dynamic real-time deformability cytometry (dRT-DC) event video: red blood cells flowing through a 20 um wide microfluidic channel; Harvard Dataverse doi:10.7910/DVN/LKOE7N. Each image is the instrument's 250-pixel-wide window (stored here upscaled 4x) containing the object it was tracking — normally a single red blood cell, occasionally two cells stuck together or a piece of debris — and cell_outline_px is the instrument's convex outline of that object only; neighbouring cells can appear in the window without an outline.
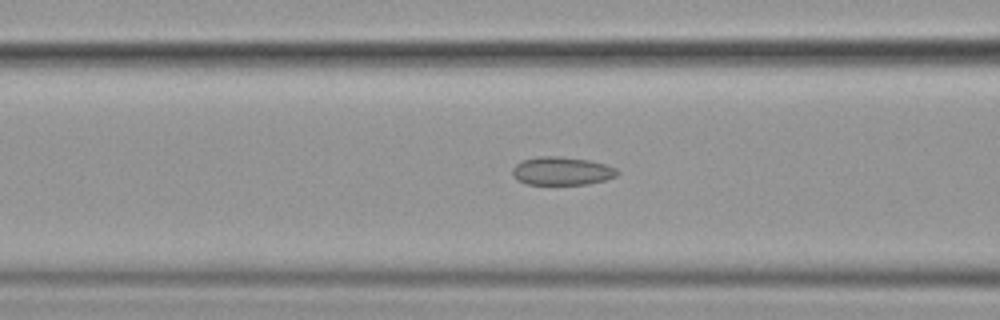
{"species": "common noctule bat (a hibernating species)", "species_latin": "Nyctalus noctula", "temperature_condition": "cold", "stored_images_in_passage": 56, "camera_frame_rate_fps": 3000, "um_per_image_px": 0.085, "animal": {"sex": "female", "body_mass_g": 19.9}, "frame": {"image": 1, "passage_image": 23, "time_ms": 7.333, "image_size_px": [1000, 320], "cell_outline_px": [[620, 172], [616, 176], [604, 180], [588, 184], [528, 184], [516, 180], [512, 172], [512, 168], [516, 164], [524, 160], [540, 156], [560, 156], [588, 160], [604, 164], [616, 168]], "centroid_in_image_um": [47.75, 14.53], "position_along_channel_um": 118.8, "area_um2": 17.17}}
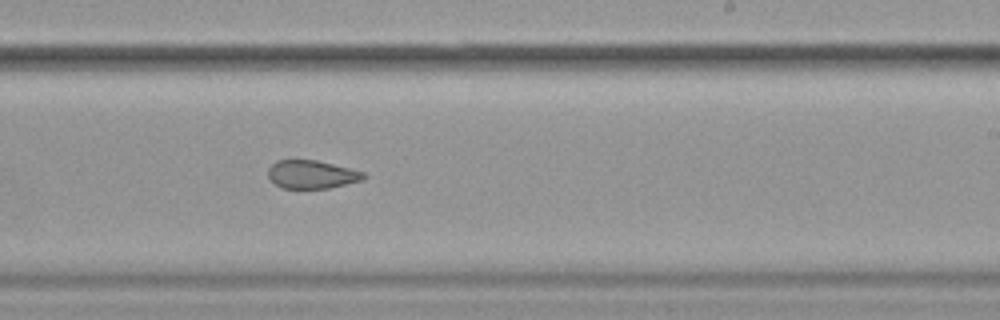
{"frame": {"image": 2, "passage_image": 35, "time_ms": 11.333, "image_size_px": [1000, 320], "cell_outline_px": [[368, 176], [364, 180], [328, 188], [280, 188], [268, 176], [268, 168], [276, 160], [316, 160], [364, 172]], "centroid_in_image_um": [26.51, 14.83], "position_along_channel_um": 262.5, "area_um2": 15.66}}
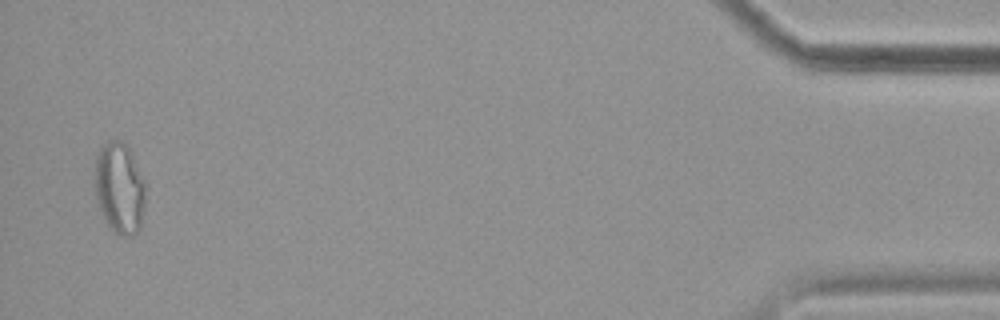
{"frame": {"image": 3, "passage_image": 55, "time_ms": 18.0, "image_size_px": [1000, 320], "cell_outline_px": [[144, 208], [140, 228], [132, 236], [120, 236], [112, 232], [104, 220], [96, 200], [96, 156], [100, 148], [108, 140], [124, 140], [128, 144], [144, 180]], "centroid_in_image_um": [10.16, 15.99], "position_along_channel_um": 425.0, "area_um2": 27.17}, "authors_computed_cell_mechanics": {"area_um2": 19.1896, "velocity_mm_per_s": 3.6071, "shape_relaxation_time_tau1_ms": null, "shape_relaxation_time_tau2_ms": 2.6003, "deformation_change_tau1": null, "deformation_change_tau2": 0.0754}}